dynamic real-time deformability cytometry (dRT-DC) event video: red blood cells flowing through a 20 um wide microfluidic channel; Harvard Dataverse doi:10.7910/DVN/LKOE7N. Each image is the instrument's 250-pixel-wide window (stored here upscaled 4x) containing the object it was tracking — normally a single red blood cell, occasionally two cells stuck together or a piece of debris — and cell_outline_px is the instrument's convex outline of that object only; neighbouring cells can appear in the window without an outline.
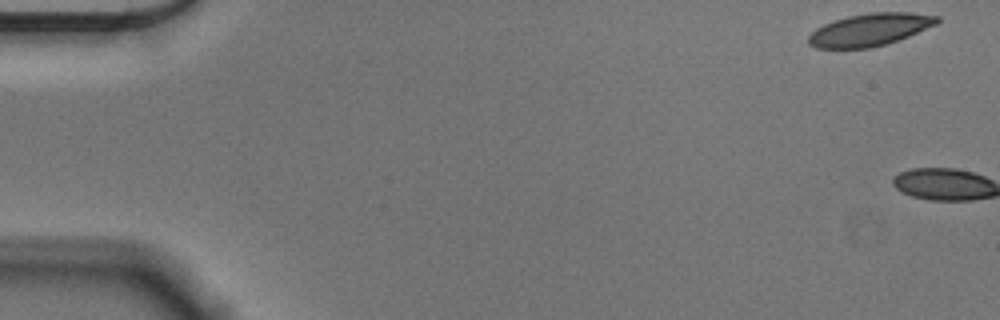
{"species": "Egyptian fruit bat (a non-hibernating species)", "species_latin": "Rousettus aegyptiacus", "temperature_condition": "cold", "stored_images_in_passage": 2, "camera_frame_rate_fps": 3000, "um_per_image_px": 0.085, "animal": {"sex": "male"}, "frame": {"image": 1, "passage_image": 1, "time_ms": 0.0, "image_size_px": [1000, 320], "cell_outline_px": [[940, 20], [936, 24], [908, 36], [884, 44], [868, 48], [816, 48], [808, 44], [808, 36], [816, 28], [824, 24], [848, 16], [868, 12], [912, 12], [940, 16]], "centroid_in_image_um": [73.93, 2.51], "position_along_channel_um": 11.1, "area_um2": 24.16}}